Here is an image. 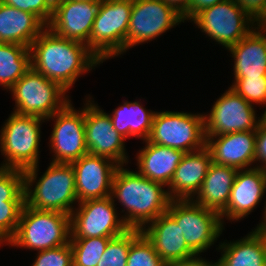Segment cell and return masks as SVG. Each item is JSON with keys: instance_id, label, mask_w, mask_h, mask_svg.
Here are the masks:
<instances>
[{"instance_id": "1", "label": "cell", "mask_w": 266, "mask_h": 266, "mask_svg": "<svg viewBox=\"0 0 266 266\" xmlns=\"http://www.w3.org/2000/svg\"><path fill=\"white\" fill-rule=\"evenodd\" d=\"M29 49L31 67L47 79L59 83L68 92L79 77H84L103 64L87 45L60 37L48 27Z\"/></svg>"}, {"instance_id": "2", "label": "cell", "mask_w": 266, "mask_h": 266, "mask_svg": "<svg viewBox=\"0 0 266 266\" xmlns=\"http://www.w3.org/2000/svg\"><path fill=\"white\" fill-rule=\"evenodd\" d=\"M129 168L127 164L118 166L112 180L110 196L115 205L122 207L118 212L125 225L129 229L142 230L168 210L172 199L165 185Z\"/></svg>"}, {"instance_id": "3", "label": "cell", "mask_w": 266, "mask_h": 266, "mask_svg": "<svg viewBox=\"0 0 266 266\" xmlns=\"http://www.w3.org/2000/svg\"><path fill=\"white\" fill-rule=\"evenodd\" d=\"M48 164L41 176L39 164L23 171L25 204L70 215L78 204L74 169L71 163Z\"/></svg>"}, {"instance_id": "4", "label": "cell", "mask_w": 266, "mask_h": 266, "mask_svg": "<svg viewBox=\"0 0 266 266\" xmlns=\"http://www.w3.org/2000/svg\"><path fill=\"white\" fill-rule=\"evenodd\" d=\"M44 118L11 111L0 129V168L26 170L40 163Z\"/></svg>"}, {"instance_id": "5", "label": "cell", "mask_w": 266, "mask_h": 266, "mask_svg": "<svg viewBox=\"0 0 266 266\" xmlns=\"http://www.w3.org/2000/svg\"><path fill=\"white\" fill-rule=\"evenodd\" d=\"M69 241L70 215L37 210L25 204L16 233L6 246L37 252L66 245Z\"/></svg>"}, {"instance_id": "6", "label": "cell", "mask_w": 266, "mask_h": 266, "mask_svg": "<svg viewBox=\"0 0 266 266\" xmlns=\"http://www.w3.org/2000/svg\"><path fill=\"white\" fill-rule=\"evenodd\" d=\"M133 0H103L89 36V49L103 62L125 54Z\"/></svg>"}, {"instance_id": "7", "label": "cell", "mask_w": 266, "mask_h": 266, "mask_svg": "<svg viewBox=\"0 0 266 266\" xmlns=\"http://www.w3.org/2000/svg\"><path fill=\"white\" fill-rule=\"evenodd\" d=\"M15 102L13 111L47 119L64 108L71 96L59 83L32 67L8 90Z\"/></svg>"}, {"instance_id": "8", "label": "cell", "mask_w": 266, "mask_h": 266, "mask_svg": "<svg viewBox=\"0 0 266 266\" xmlns=\"http://www.w3.org/2000/svg\"><path fill=\"white\" fill-rule=\"evenodd\" d=\"M166 212L180 227L186 244L196 255H203L214 246L217 251L219 244L216 243H220L219 238L225 230L218 212L193 200H171Z\"/></svg>"}, {"instance_id": "9", "label": "cell", "mask_w": 266, "mask_h": 266, "mask_svg": "<svg viewBox=\"0 0 266 266\" xmlns=\"http://www.w3.org/2000/svg\"><path fill=\"white\" fill-rule=\"evenodd\" d=\"M147 141L185 153L203 148L206 143L204 112L156 111Z\"/></svg>"}, {"instance_id": "10", "label": "cell", "mask_w": 266, "mask_h": 266, "mask_svg": "<svg viewBox=\"0 0 266 266\" xmlns=\"http://www.w3.org/2000/svg\"><path fill=\"white\" fill-rule=\"evenodd\" d=\"M189 22L205 37L228 50L258 24L233 0H226L199 11Z\"/></svg>"}, {"instance_id": "11", "label": "cell", "mask_w": 266, "mask_h": 266, "mask_svg": "<svg viewBox=\"0 0 266 266\" xmlns=\"http://www.w3.org/2000/svg\"><path fill=\"white\" fill-rule=\"evenodd\" d=\"M78 110L71 100L64 108L45 119L54 122L49 139L50 162L71 163L88 154L85 143V98Z\"/></svg>"}, {"instance_id": "12", "label": "cell", "mask_w": 266, "mask_h": 266, "mask_svg": "<svg viewBox=\"0 0 266 266\" xmlns=\"http://www.w3.org/2000/svg\"><path fill=\"white\" fill-rule=\"evenodd\" d=\"M182 23H185L184 18L163 0H133L125 53L136 46L157 41Z\"/></svg>"}, {"instance_id": "13", "label": "cell", "mask_w": 266, "mask_h": 266, "mask_svg": "<svg viewBox=\"0 0 266 266\" xmlns=\"http://www.w3.org/2000/svg\"><path fill=\"white\" fill-rule=\"evenodd\" d=\"M215 100L210 111L204 112L205 136L256 131L263 123L257 107L230 86Z\"/></svg>"}, {"instance_id": "14", "label": "cell", "mask_w": 266, "mask_h": 266, "mask_svg": "<svg viewBox=\"0 0 266 266\" xmlns=\"http://www.w3.org/2000/svg\"><path fill=\"white\" fill-rule=\"evenodd\" d=\"M111 196L80 202L70 214V238H115L129 228Z\"/></svg>"}, {"instance_id": "15", "label": "cell", "mask_w": 266, "mask_h": 266, "mask_svg": "<svg viewBox=\"0 0 266 266\" xmlns=\"http://www.w3.org/2000/svg\"><path fill=\"white\" fill-rule=\"evenodd\" d=\"M84 96L85 143L88 154L106 157L119 166L128 165L129 161L131 163L125 145L126 139L114 129L108 112L90 94Z\"/></svg>"}, {"instance_id": "16", "label": "cell", "mask_w": 266, "mask_h": 266, "mask_svg": "<svg viewBox=\"0 0 266 266\" xmlns=\"http://www.w3.org/2000/svg\"><path fill=\"white\" fill-rule=\"evenodd\" d=\"M264 198L262 218L255 227L262 225L266 219V171L256 167L238 170L227 207L220 213L223 225L248 218Z\"/></svg>"}, {"instance_id": "17", "label": "cell", "mask_w": 266, "mask_h": 266, "mask_svg": "<svg viewBox=\"0 0 266 266\" xmlns=\"http://www.w3.org/2000/svg\"><path fill=\"white\" fill-rule=\"evenodd\" d=\"M100 2L65 0L53 7L47 27L56 35L84 43L89 48V36Z\"/></svg>"}, {"instance_id": "18", "label": "cell", "mask_w": 266, "mask_h": 266, "mask_svg": "<svg viewBox=\"0 0 266 266\" xmlns=\"http://www.w3.org/2000/svg\"><path fill=\"white\" fill-rule=\"evenodd\" d=\"M75 172L78 203L111 195L112 180L118 164L111 159L92 154L71 162Z\"/></svg>"}, {"instance_id": "19", "label": "cell", "mask_w": 266, "mask_h": 266, "mask_svg": "<svg viewBox=\"0 0 266 266\" xmlns=\"http://www.w3.org/2000/svg\"><path fill=\"white\" fill-rule=\"evenodd\" d=\"M205 137L212 162L238 170L255 167L256 131Z\"/></svg>"}, {"instance_id": "20", "label": "cell", "mask_w": 266, "mask_h": 266, "mask_svg": "<svg viewBox=\"0 0 266 266\" xmlns=\"http://www.w3.org/2000/svg\"><path fill=\"white\" fill-rule=\"evenodd\" d=\"M212 163L206 146L186 153L178 164L167 191L172 200H192L200 191Z\"/></svg>"}, {"instance_id": "21", "label": "cell", "mask_w": 266, "mask_h": 266, "mask_svg": "<svg viewBox=\"0 0 266 266\" xmlns=\"http://www.w3.org/2000/svg\"><path fill=\"white\" fill-rule=\"evenodd\" d=\"M141 232L152 243L159 257L166 264L196 255L186 244L180 227L167 212L159 215Z\"/></svg>"}, {"instance_id": "22", "label": "cell", "mask_w": 266, "mask_h": 266, "mask_svg": "<svg viewBox=\"0 0 266 266\" xmlns=\"http://www.w3.org/2000/svg\"><path fill=\"white\" fill-rule=\"evenodd\" d=\"M135 153L137 171L144 177L169 186L175 170L186 154L183 150L154 144L144 140Z\"/></svg>"}, {"instance_id": "23", "label": "cell", "mask_w": 266, "mask_h": 266, "mask_svg": "<svg viewBox=\"0 0 266 266\" xmlns=\"http://www.w3.org/2000/svg\"><path fill=\"white\" fill-rule=\"evenodd\" d=\"M227 51L233 60V77L266 76V33L258 25Z\"/></svg>"}, {"instance_id": "24", "label": "cell", "mask_w": 266, "mask_h": 266, "mask_svg": "<svg viewBox=\"0 0 266 266\" xmlns=\"http://www.w3.org/2000/svg\"><path fill=\"white\" fill-rule=\"evenodd\" d=\"M217 252L219 266H266V241L256 227L240 239L221 241Z\"/></svg>"}, {"instance_id": "25", "label": "cell", "mask_w": 266, "mask_h": 266, "mask_svg": "<svg viewBox=\"0 0 266 266\" xmlns=\"http://www.w3.org/2000/svg\"><path fill=\"white\" fill-rule=\"evenodd\" d=\"M45 28L34 14L0 2V42L30 48Z\"/></svg>"}, {"instance_id": "26", "label": "cell", "mask_w": 266, "mask_h": 266, "mask_svg": "<svg viewBox=\"0 0 266 266\" xmlns=\"http://www.w3.org/2000/svg\"><path fill=\"white\" fill-rule=\"evenodd\" d=\"M237 172L234 167L212 162L200 191L192 200L220 214L227 207Z\"/></svg>"}, {"instance_id": "27", "label": "cell", "mask_w": 266, "mask_h": 266, "mask_svg": "<svg viewBox=\"0 0 266 266\" xmlns=\"http://www.w3.org/2000/svg\"><path fill=\"white\" fill-rule=\"evenodd\" d=\"M144 106L141 98L135 101L123 100L108 113L114 129L126 140L131 137L138 138L141 142L148 139L156 111Z\"/></svg>"}, {"instance_id": "28", "label": "cell", "mask_w": 266, "mask_h": 266, "mask_svg": "<svg viewBox=\"0 0 266 266\" xmlns=\"http://www.w3.org/2000/svg\"><path fill=\"white\" fill-rule=\"evenodd\" d=\"M31 68L30 49L0 42V86L8 90Z\"/></svg>"}, {"instance_id": "29", "label": "cell", "mask_w": 266, "mask_h": 266, "mask_svg": "<svg viewBox=\"0 0 266 266\" xmlns=\"http://www.w3.org/2000/svg\"><path fill=\"white\" fill-rule=\"evenodd\" d=\"M112 238H70L73 266H97Z\"/></svg>"}, {"instance_id": "30", "label": "cell", "mask_w": 266, "mask_h": 266, "mask_svg": "<svg viewBox=\"0 0 266 266\" xmlns=\"http://www.w3.org/2000/svg\"><path fill=\"white\" fill-rule=\"evenodd\" d=\"M141 233L139 229H129L124 234L112 238L97 266H126L130 245Z\"/></svg>"}, {"instance_id": "31", "label": "cell", "mask_w": 266, "mask_h": 266, "mask_svg": "<svg viewBox=\"0 0 266 266\" xmlns=\"http://www.w3.org/2000/svg\"><path fill=\"white\" fill-rule=\"evenodd\" d=\"M0 203H25L23 170L0 168Z\"/></svg>"}, {"instance_id": "32", "label": "cell", "mask_w": 266, "mask_h": 266, "mask_svg": "<svg viewBox=\"0 0 266 266\" xmlns=\"http://www.w3.org/2000/svg\"><path fill=\"white\" fill-rule=\"evenodd\" d=\"M229 86L247 102L266 107V76L261 77H233Z\"/></svg>"}, {"instance_id": "33", "label": "cell", "mask_w": 266, "mask_h": 266, "mask_svg": "<svg viewBox=\"0 0 266 266\" xmlns=\"http://www.w3.org/2000/svg\"><path fill=\"white\" fill-rule=\"evenodd\" d=\"M126 266H166L152 243L141 233L130 245Z\"/></svg>"}, {"instance_id": "34", "label": "cell", "mask_w": 266, "mask_h": 266, "mask_svg": "<svg viewBox=\"0 0 266 266\" xmlns=\"http://www.w3.org/2000/svg\"><path fill=\"white\" fill-rule=\"evenodd\" d=\"M25 203H0V247L14 237Z\"/></svg>"}, {"instance_id": "35", "label": "cell", "mask_w": 266, "mask_h": 266, "mask_svg": "<svg viewBox=\"0 0 266 266\" xmlns=\"http://www.w3.org/2000/svg\"><path fill=\"white\" fill-rule=\"evenodd\" d=\"M30 266H73L70 242L53 249L37 251Z\"/></svg>"}, {"instance_id": "36", "label": "cell", "mask_w": 266, "mask_h": 266, "mask_svg": "<svg viewBox=\"0 0 266 266\" xmlns=\"http://www.w3.org/2000/svg\"><path fill=\"white\" fill-rule=\"evenodd\" d=\"M0 2L34 14L46 27L53 15V6L48 0H0Z\"/></svg>"}, {"instance_id": "37", "label": "cell", "mask_w": 266, "mask_h": 266, "mask_svg": "<svg viewBox=\"0 0 266 266\" xmlns=\"http://www.w3.org/2000/svg\"><path fill=\"white\" fill-rule=\"evenodd\" d=\"M257 24L266 17V0H233Z\"/></svg>"}, {"instance_id": "38", "label": "cell", "mask_w": 266, "mask_h": 266, "mask_svg": "<svg viewBox=\"0 0 266 266\" xmlns=\"http://www.w3.org/2000/svg\"><path fill=\"white\" fill-rule=\"evenodd\" d=\"M255 167L266 171V124L256 129Z\"/></svg>"}, {"instance_id": "39", "label": "cell", "mask_w": 266, "mask_h": 266, "mask_svg": "<svg viewBox=\"0 0 266 266\" xmlns=\"http://www.w3.org/2000/svg\"><path fill=\"white\" fill-rule=\"evenodd\" d=\"M166 266H219V262L218 259L210 261L202 255H195L188 259L168 263Z\"/></svg>"}, {"instance_id": "40", "label": "cell", "mask_w": 266, "mask_h": 266, "mask_svg": "<svg viewBox=\"0 0 266 266\" xmlns=\"http://www.w3.org/2000/svg\"><path fill=\"white\" fill-rule=\"evenodd\" d=\"M168 6L172 7L178 14H180L184 21H190V6L191 0H163Z\"/></svg>"}, {"instance_id": "41", "label": "cell", "mask_w": 266, "mask_h": 266, "mask_svg": "<svg viewBox=\"0 0 266 266\" xmlns=\"http://www.w3.org/2000/svg\"><path fill=\"white\" fill-rule=\"evenodd\" d=\"M226 0H191L190 20L201 10Z\"/></svg>"}, {"instance_id": "42", "label": "cell", "mask_w": 266, "mask_h": 266, "mask_svg": "<svg viewBox=\"0 0 266 266\" xmlns=\"http://www.w3.org/2000/svg\"><path fill=\"white\" fill-rule=\"evenodd\" d=\"M258 26L266 33V17L258 24Z\"/></svg>"}, {"instance_id": "43", "label": "cell", "mask_w": 266, "mask_h": 266, "mask_svg": "<svg viewBox=\"0 0 266 266\" xmlns=\"http://www.w3.org/2000/svg\"><path fill=\"white\" fill-rule=\"evenodd\" d=\"M50 4L54 7L56 4L63 2L65 0H48Z\"/></svg>"}, {"instance_id": "44", "label": "cell", "mask_w": 266, "mask_h": 266, "mask_svg": "<svg viewBox=\"0 0 266 266\" xmlns=\"http://www.w3.org/2000/svg\"><path fill=\"white\" fill-rule=\"evenodd\" d=\"M263 113H260L262 115V122L266 124V107L265 110L263 109Z\"/></svg>"}, {"instance_id": "45", "label": "cell", "mask_w": 266, "mask_h": 266, "mask_svg": "<svg viewBox=\"0 0 266 266\" xmlns=\"http://www.w3.org/2000/svg\"><path fill=\"white\" fill-rule=\"evenodd\" d=\"M258 230H266V219L264 221V223L258 227H256Z\"/></svg>"}, {"instance_id": "46", "label": "cell", "mask_w": 266, "mask_h": 266, "mask_svg": "<svg viewBox=\"0 0 266 266\" xmlns=\"http://www.w3.org/2000/svg\"><path fill=\"white\" fill-rule=\"evenodd\" d=\"M259 231L263 234V237H264V239L266 241V230H259Z\"/></svg>"}, {"instance_id": "47", "label": "cell", "mask_w": 266, "mask_h": 266, "mask_svg": "<svg viewBox=\"0 0 266 266\" xmlns=\"http://www.w3.org/2000/svg\"><path fill=\"white\" fill-rule=\"evenodd\" d=\"M79 1L101 2V1H103V0H79Z\"/></svg>"}]
</instances>
